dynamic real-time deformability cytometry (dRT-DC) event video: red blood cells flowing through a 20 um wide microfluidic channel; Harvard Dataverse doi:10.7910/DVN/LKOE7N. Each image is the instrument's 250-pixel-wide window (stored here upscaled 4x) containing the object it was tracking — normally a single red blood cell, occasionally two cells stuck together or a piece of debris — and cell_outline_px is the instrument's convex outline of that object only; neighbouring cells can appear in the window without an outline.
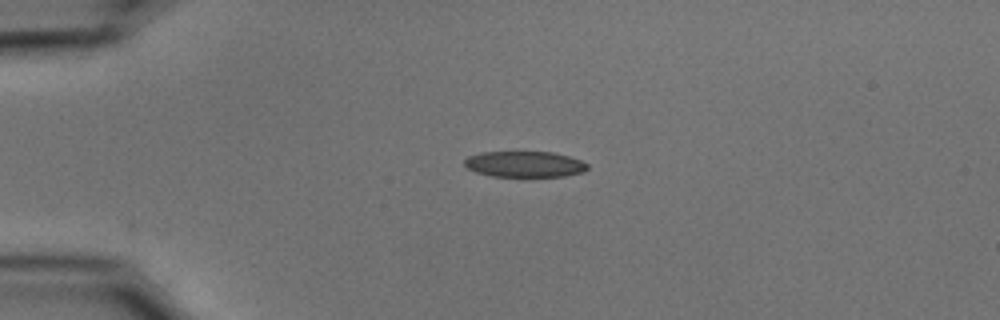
{"species": "common noctule bat (a hibernating species)", "species_latin": "Nyctalus noctula", "temperature_condition": "cold", "stored_images_in_passage": 42, "camera_frame_rate_fps": 3000, "um_per_image_px": 0.085, "animal": {"sex": "male", "body_mass_g": 15.6}, "frame": {"image": 1, "passage_image": 1, "time_ms": 0.0, "image_size_px": [1000, 320], "cell_outline_px": [[588, 168], [584, 172], [564, 176], [492, 176], [476, 172], [468, 168], [464, 164], [464, 160], [468, 156], [480, 152], [552, 152], [568, 156], [580, 160], [588, 164]], "centroid_in_image_um": [44.59, 13.95], "position_along_channel_um": 40.4, "area_um2": 18.5}}
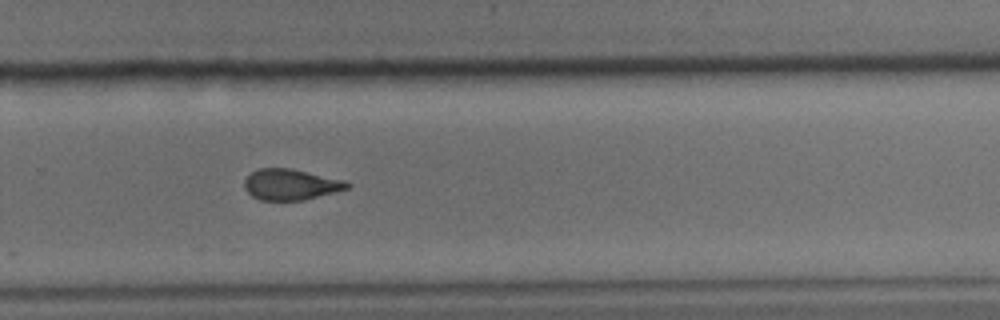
{"frame": {"image": 2, "passage_image": 25, "time_ms": 8.0, "image_size_px": [1000, 320], "cell_outline_px": [[352, 184], [348, 188], [304, 200], [260, 200], [252, 196], [244, 188], [244, 180], [252, 172], [260, 168], [292, 168], [344, 180]], "centroid_in_image_um": [24.7, 15.68], "position_along_channel_um": 305.1, "area_um2": 18.44}}
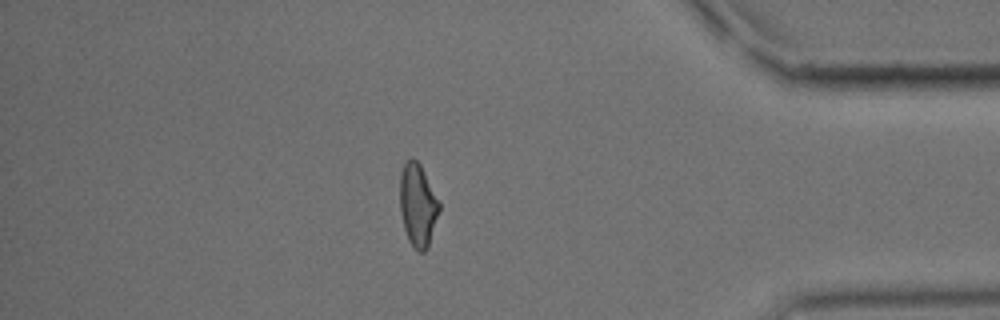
{"frame": {"image": 3, "passage_image": 35, "time_ms": 11.333, "image_size_px": [1000, 320], "cell_outline_px": [[440, 208], [428, 248], [424, 252], [420, 252], [408, 240], [404, 228], [400, 212], [400, 172], [404, 160], [412, 156], [420, 164], [440, 204]], "centroid_in_image_um": [35.49, 17.39], "position_along_channel_um": 399.7, "area_um2": 18.96}, "authors_computed_cell_mechanics": {"area_um2": 19.5075, "velocity_mm_per_s": 3.7166, "shape_relaxation_time_tau1_ms": 6.3484, "shape_relaxation_time_tau2_ms": 1.7523, "deformation_change_tau1": 0.1617, "deformation_change_tau2": 0.088}}